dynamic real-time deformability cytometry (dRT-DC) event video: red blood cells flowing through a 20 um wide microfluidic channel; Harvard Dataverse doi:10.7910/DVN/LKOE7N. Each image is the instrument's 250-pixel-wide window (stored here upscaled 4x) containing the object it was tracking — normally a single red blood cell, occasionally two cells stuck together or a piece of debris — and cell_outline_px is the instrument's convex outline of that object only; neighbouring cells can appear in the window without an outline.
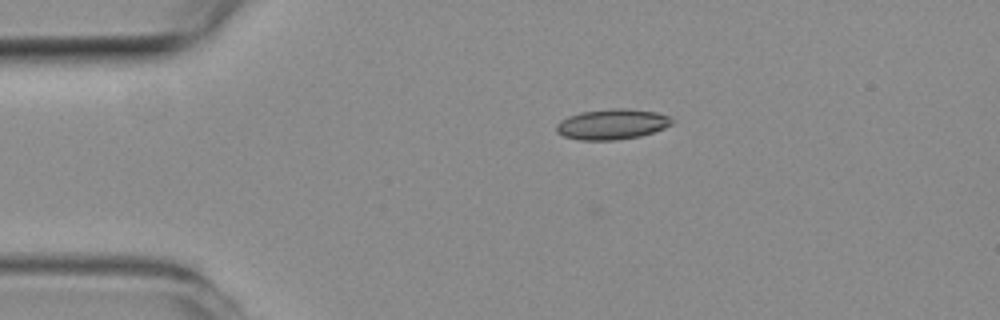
{"species": "common noctule bat (a hibernating species)", "species_latin": "Nyctalus noctula", "temperature_condition": "room temperature", "stored_images_in_passage": 42, "camera_frame_rate_fps": 3000, "um_per_image_px": 0.085, "animal": {"sex": "female", "body_mass_g": 19.3, "forearm_length_mm": 54.1}, "frame": {"image": 1, "passage_image": 1, "time_ms": 0.0, "image_size_px": [1000, 320], "cell_outline_px": [[676, 120], [672, 124], [664, 128], [640, 136], [616, 140], [580, 140], [564, 136], [556, 132], [556, 124], [560, 120], [568, 116], [580, 112], [612, 108], [624, 108], [656, 112], [668, 116]], "centroid_in_image_um": [52.02, 10.55], "position_along_channel_um": 33.0, "area_um2": 20.58}}
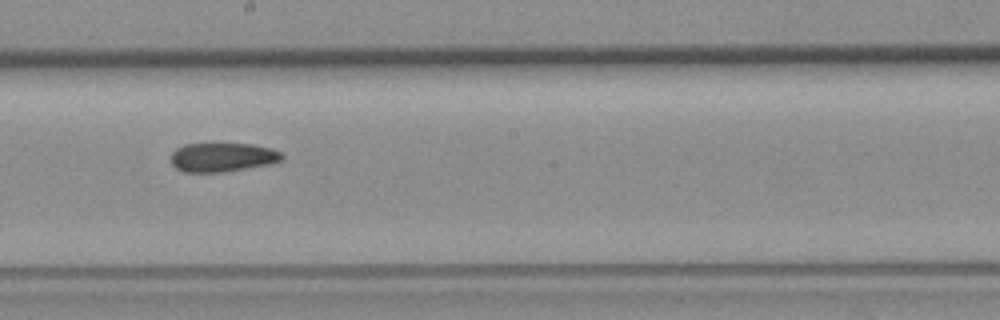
{"frame": {"image": 2, "passage_image": 19, "time_ms": 6.0, "image_size_px": [1000, 320], "cell_outline_px": [[284, 160], [268, 164], [220, 172], [184, 172], [176, 168], [168, 160], [172, 152], [176, 148], [184, 144], [252, 144], [268, 148], [280, 152], [284, 156]], "centroid_in_image_um": [18.85, 13.36], "position_along_channel_um": 229.4, "area_um2": 18.67}}
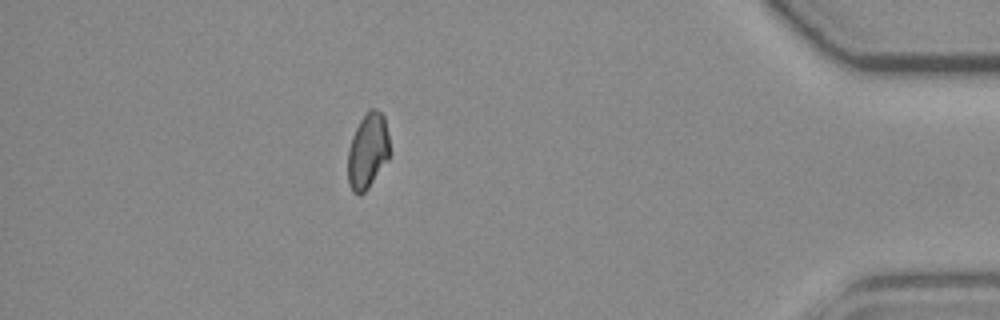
{"frame": {"image": 3, "passage_image": 36, "time_ms": 11.667, "image_size_px": [1000, 320], "cell_outline_px": [[388, 160], [368, 188], [360, 196], [356, 196], [352, 192], [348, 184], [348, 148], [352, 136], [360, 120], [368, 108], [376, 108], [384, 116], [388, 136]], "centroid_in_image_um": [31.23, 12.85], "position_along_channel_um": 404.0, "area_um2": 18.5}, "authors_computed_cell_mechanics": {"area_um2": 19.2763, "velocity_mm_per_s": 3.9701, "shape_relaxation_time_tau1_ms": null, "shape_relaxation_time_tau2_ms": 9.394, "deformation_change_tau1": null, "deformation_change_tau2": 0.1614}}